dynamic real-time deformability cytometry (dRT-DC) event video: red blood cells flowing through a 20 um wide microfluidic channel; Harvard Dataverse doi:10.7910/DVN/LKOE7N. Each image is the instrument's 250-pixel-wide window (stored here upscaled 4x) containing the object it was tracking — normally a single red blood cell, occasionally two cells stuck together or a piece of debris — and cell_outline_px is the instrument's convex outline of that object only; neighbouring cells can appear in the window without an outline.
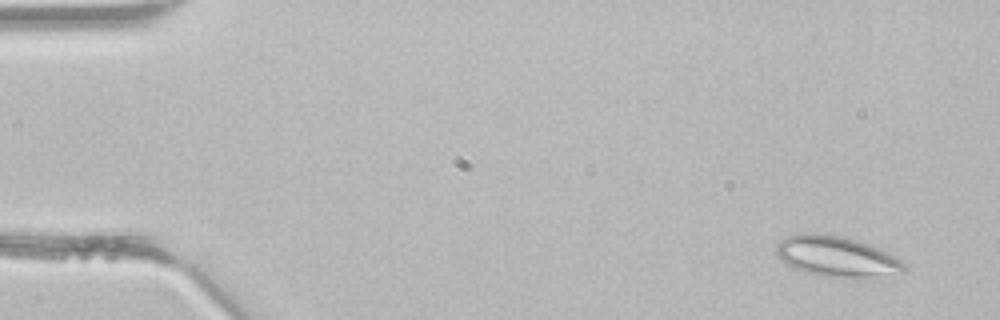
{"species": "common noctule bat (a hibernating species)", "species_latin": "Nyctalus noctula", "temperature_condition": "room temperature", "stored_images_in_passage": 3, "camera_frame_rate_fps": 3000, "um_per_image_px": 0.085, "animal": {"sex": "male", "body_mass_g": 21.5, "forearm_length_mm": 52.0}, "frame": {"image": 1, "passage_image": 1, "time_ms": 0.0, "image_size_px": [1000, 320], "cell_outline_px": [[904, 272], [880, 280], [856, 280], [820, 276], [804, 272], [780, 260], [776, 256], [776, 244], [780, 240], [788, 236], [804, 232], [816, 232], [840, 236], [856, 240], [880, 248], [900, 260], [904, 264]], "centroid_in_image_um": [71.17, 21.86], "position_along_channel_um": 13.8, "area_um2": 31.39}}